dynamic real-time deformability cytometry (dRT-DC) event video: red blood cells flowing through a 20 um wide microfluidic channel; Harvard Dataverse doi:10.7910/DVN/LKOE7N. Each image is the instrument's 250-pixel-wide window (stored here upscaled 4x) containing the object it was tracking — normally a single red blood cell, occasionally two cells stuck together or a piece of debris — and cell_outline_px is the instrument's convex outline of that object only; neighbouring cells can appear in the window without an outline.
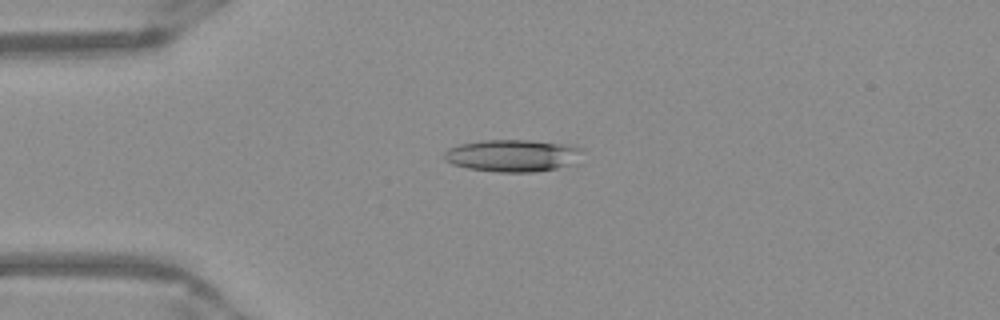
{"species": "Egyptian fruit bat (a non-hibernating species)", "species_latin": "Rousettus aegyptiacus", "temperature_condition": "warm", "stored_images_in_passage": 51, "camera_frame_rate_fps": 3000, "um_per_image_px": 0.085, "frame": {"image": 1, "passage_image": 13, "time_ms": 4.0, "image_size_px": [1000, 320], "cell_outline_px": [[580, 148], [568, 164], [556, 168], [532, 172], [500, 172], [468, 168], [452, 164], [444, 160], [444, 152], [448, 148], [460, 144], [484, 140], [532, 140], [560, 144]], "centroid_in_image_um": [43.39, 13.22], "position_along_channel_um": 41.6, "area_um2": 25.03}}
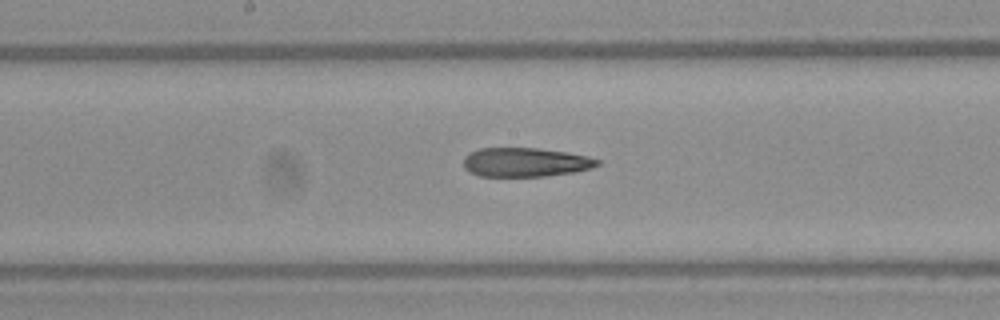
{"frame": {"image": 2, "passage_image": 27, "time_ms": 8.667, "image_size_px": [1000, 320], "cell_outline_px": [[600, 164], [592, 168], [576, 172], [548, 176], [480, 176], [468, 172], [464, 168], [464, 156], [480, 148], [536, 148], [568, 152], [588, 156], [600, 160]], "centroid_in_image_um": [44.69, 13.79], "position_along_channel_um": 203.5, "area_um2": 22.83}}
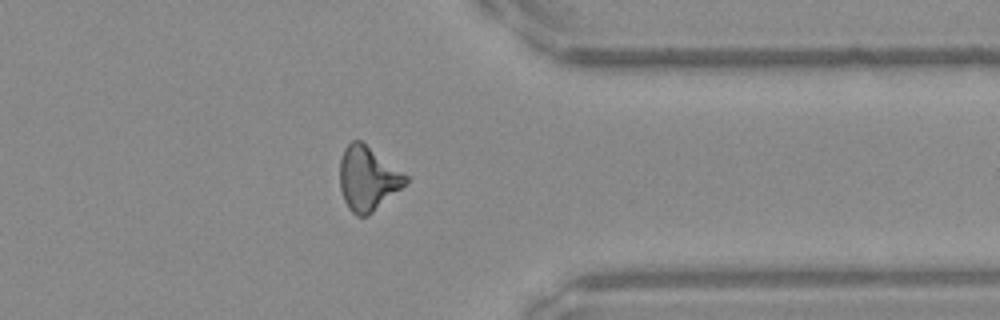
{"frame": {"image": 3, "passage_image": 41, "time_ms": 13.333, "image_size_px": [1000, 320], "cell_outline_px": [[408, 180], [400, 188], [368, 216], [356, 216], [348, 208], [344, 200], [340, 188], [340, 160], [344, 148], [352, 140], [360, 140], [408, 176]], "centroid_in_image_um": [31.22, 15.18], "position_along_channel_um": 380.2, "area_um2": 24.16}, "authors_computed_cell_mechanics": {"area_um2": 24.1604, "velocity_mm_per_s": 3.9683, "shape_relaxation_time_tau1_ms": null, "shape_relaxation_time_tau2_ms": 6.0413, "deformation_change_tau1": null, "deformation_change_tau2": 0.2}}